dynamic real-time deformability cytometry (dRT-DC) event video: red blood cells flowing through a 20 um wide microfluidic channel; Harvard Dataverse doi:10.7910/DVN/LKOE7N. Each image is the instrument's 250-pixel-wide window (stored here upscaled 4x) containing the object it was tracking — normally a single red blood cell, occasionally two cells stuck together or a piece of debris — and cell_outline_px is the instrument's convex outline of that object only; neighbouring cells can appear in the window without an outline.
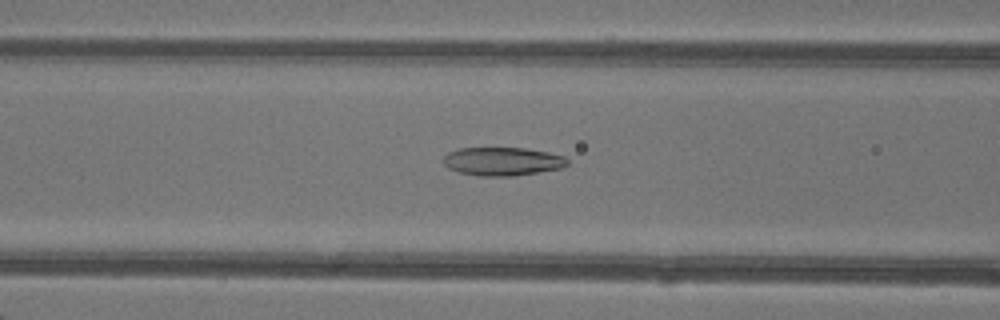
{"species": "common noctule bat (a hibernating species)", "species_latin": "Nyctalus noctula", "temperature_condition": "warm", "stored_images_in_passage": 49, "camera_frame_rate_fps": 3000, "um_per_image_px": 0.085, "animal": {"sex": "female"}, "frame": {"image": 1, "passage_image": 20, "time_ms": 6.333, "image_size_px": [1000, 320], "cell_outline_px": [[568, 164], [564, 168], [512, 176], [480, 176], [460, 172], [448, 168], [444, 164], [444, 156], [448, 152], [460, 148], [524, 148], [548, 152], [564, 156], [568, 160]], "centroid_in_image_um": [42.73, 13.72], "position_along_channel_um": 123.9, "area_um2": 20.52}}
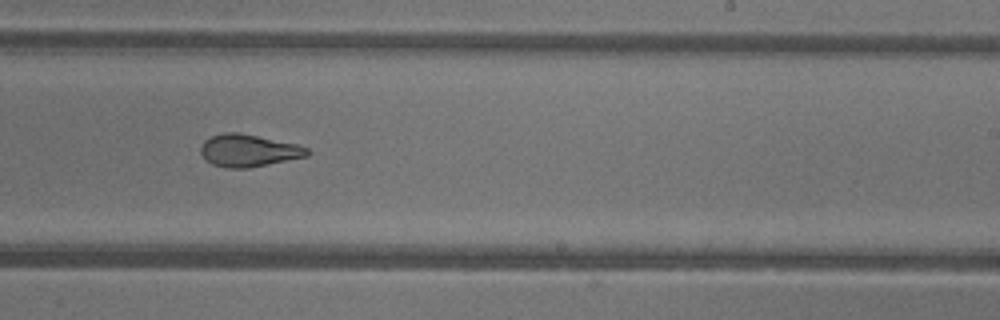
{"frame": {"image": 2, "passage_image": 30, "time_ms": 9.667, "image_size_px": [1000, 320], "cell_outline_px": [[312, 152], [308, 156], [248, 168], [224, 168], [212, 164], [204, 160], [200, 152], [200, 148], [204, 140], [212, 136], [224, 132], [236, 132], [296, 144], [308, 148]], "centroid_in_image_um": [21.1, 12.81], "position_along_channel_um": 267.9, "area_um2": 20.06}}
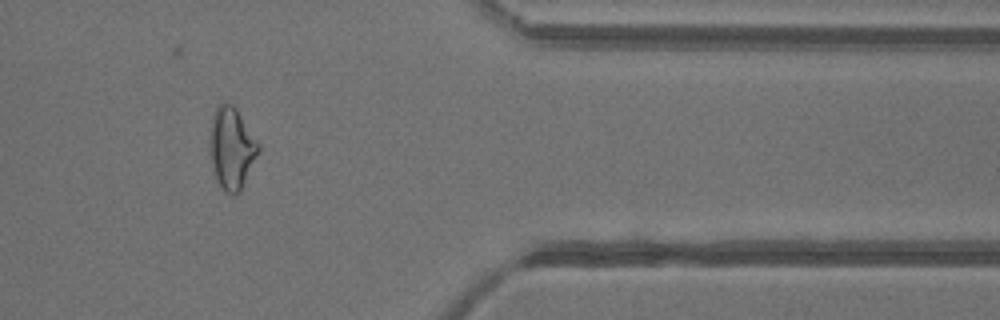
{"frame": {"image": 3, "passage_image": 40, "time_ms": 13.0, "image_size_px": [1000, 320], "cell_outline_px": [[260, 152], [240, 192], [236, 196], [232, 196], [216, 180], [212, 164], [212, 112], [220, 104], [232, 104], [236, 108], [260, 144]], "centroid_in_image_um": [19.75, 12.62], "position_along_channel_um": 391.6, "area_um2": 22.66}, "authors_computed_cell_mechanics": {"area_um2": 22.6576, "velocity_mm_per_s": 4.3246, "shape_relaxation_time_tau1_ms": null, "shape_relaxation_time_tau2_ms": 1.6414, "deformation_change_tau1": null, "deformation_change_tau2": 0.0777}}